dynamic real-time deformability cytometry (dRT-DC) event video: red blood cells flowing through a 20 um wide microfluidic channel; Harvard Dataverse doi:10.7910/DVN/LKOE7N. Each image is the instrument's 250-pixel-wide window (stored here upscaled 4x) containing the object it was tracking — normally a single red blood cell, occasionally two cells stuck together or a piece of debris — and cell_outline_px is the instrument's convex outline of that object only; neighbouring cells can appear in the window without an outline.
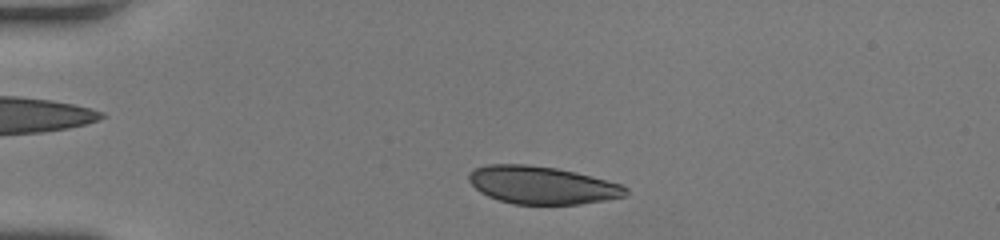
{"species": "human", "species_latin": "Homo sapiens", "temperature_condition": "room temperature", "stored_images_in_passage": 35, "camera_frame_rate_fps": 3000, "um_per_image_px": 0.085, "donor": {"sex": "female"}, "frame": {"image": 1, "passage_image": 4, "time_ms": 1.0, "image_size_px": [1000, 240], "cell_outline_px": [[628, 196], [580, 204], [512, 204], [488, 196], [480, 192], [468, 180], [468, 172], [472, 168], [488, 164], [524, 164], [556, 168], [576, 172], [592, 176], [620, 184], [628, 188]], "centroid_in_image_um": [46.05, 15.73], "position_along_channel_um": 38.9, "area_um2": 34.62}}
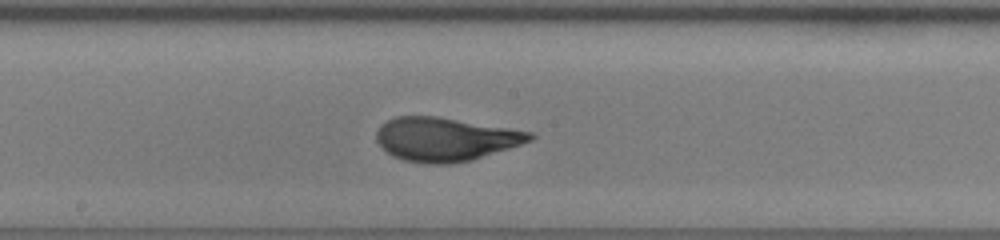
{"frame": {"image": 2, "passage_image": 20, "time_ms": 6.333, "image_size_px": [1000, 240], "cell_outline_px": [[536, 136], [532, 140], [472, 160], [448, 164], [428, 164], [404, 160], [392, 156], [376, 140], [376, 132], [380, 124], [396, 116], [436, 116], [532, 132]], "centroid_in_image_um": [37.82, 11.83], "position_along_channel_um": 210.4, "area_um2": 38.73}}
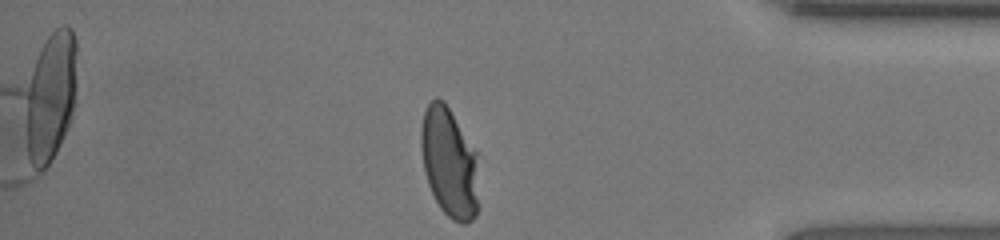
{"frame": {"image": 3, "passage_image": 35, "time_ms": 11.333, "image_size_px": [1000, 240], "cell_outline_px": [[480, 208], [476, 216], [472, 220], [464, 224], [460, 224], [452, 220], [440, 208], [428, 184], [424, 172], [420, 148], [420, 128], [424, 112], [428, 104], [436, 96], [444, 100], [476, 148]], "centroid_in_image_um": [38.22, 13.83], "position_along_channel_um": 397.0, "area_um2": 38.03}, "authors_computed_cell_mechanics": {"area_um2": 37.859, "velocity_mm_per_s": 4.2457, "shape_relaxation_time_tau1_ms": 4.05, "shape_relaxation_time_tau2_ms": null, "deformation_change_tau1": 0.2023, "deformation_change_tau2": null}}